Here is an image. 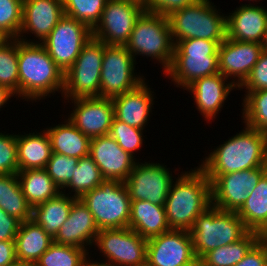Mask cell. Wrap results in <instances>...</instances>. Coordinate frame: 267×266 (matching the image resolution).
<instances>
[{
	"instance_id": "cell-1",
	"label": "cell",
	"mask_w": 267,
	"mask_h": 266,
	"mask_svg": "<svg viewBox=\"0 0 267 266\" xmlns=\"http://www.w3.org/2000/svg\"><path fill=\"white\" fill-rule=\"evenodd\" d=\"M211 182L216 176L267 166V135L245 125V129L214 148L198 165Z\"/></svg>"
},
{
	"instance_id": "cell-2",
	"label": "cell",
	"mask_w": 267,
	"mask_h": 266,
	"mask_svg": "<svg viewBox=\"0 0 267 266\" xmlns=\"http://www.w3.org/2000/svg\"><path fill=\"white\" fill-rule=\"evenodd\" d=\"M18 67L19 98L37 102L57 91L63 94L64 73L35 39L31 42L18 39Z\"/></svg>"
},
{
	"instance_id": "cell-3",
	"label": "cell",
	"mask_w": 267,
	"mask_h": 266,
	"mask_svg": "<svg viewBox=\"0 0 267 266\" xmlns=\"http://www.w3.org/2000/svg\"><path fill=\"white\" fill-rule=\"evenodd\" d=\"M173 182L164 203L167 222L170 229L189 231L195 219L211 206V183L198 166Z\"/></svg>"
},
{
	"instance_id": "cell-4",
	"label": "cell",
	"mask_w": 267,
	"mask_h": 266,
	"mask_svg": "<svg viewBox=\"0 0 267 266\" xmlns=\"http://www.w3.org/2000/svg\"><path fill=\"white\" fill-rule=\"evenodd\" d=\"M218 47L216 41L205 39L178 41L171 66L164 75L170 76L176 87L185 89L198 78L219 73Z\"/></svg>"
},
{
	"instance_id": "cell-5",
	"label": "cell",
	"mask_w": 267,
	"mask_h": 266,
	"mask_svg": "<svg viewBox=\"0 0 267 266\" xmlns=\"http://www.w3.org/2000/svg\"><path fill=\"white\" fill-rule=\"evenodd\" d=\"M219 11L211 0H197L172 12L168 19L174 44L197 38L216 41L220 45L227 37V26L226 16Z\"/></svg>"
},
{
	"instance_id": "cell-6",
	"label": "cell",
	"mask_w": 267,
	"mask_h": 266,
	"mask_svg": "<svg viewBox=\"0 0 267 266\" xmlns=\"http://www.w3.org/2000/svg\"><path fill=\"white\" fill-rule=\"evenodd\" d=\"M189 232L199 260L212 249L237 242L249 230L236 212L211 205L195 219Z\"/></svg>"
},
{
	"instance_id": "cell-7",
	"label": "cell",
	"mask_w": 267,
	"mask_h": 266,
	"mask_svg": "<svg viewBox=\"0 0 267 266\" xmlns=\"http://www.w3.org/2000/svg\"><path fill=\"white\" fill-rule=\"evenodd\" d=\"M125 47L134 58L142 55L159 61L164 74L171 66L175 49L168 16L144 11Z\"/></svg>"
},
{
	"instance_id": "cell-8",
	"label": "cell",
	"mask_w": 267,
	"mask_h": 266,
	"mask_svg": "<svg viewBox=\"0 0 267 266\" xmlns=\"http://www.w3.org/2000/svg\"><path fill=\"white\" fill-rule=\"evenodd\" d=\"M99 230L129 227L131 199L124 182L104 179L80 197Z\"/></svg>"
},
{
	"instance_id": "cell-9",
	"label": "cell",
	"mask_w": 267,
	"mask_h": 266,
	"mask_svg": "<svg viewBox=\"0 0 267 266\" xmlns=\"http://www.w3.org/2000/svg\"><path fill=\"white\" fill-rule=\"evenodd\" d=\"M105 45L92 37L83 46L74 64L64 74L62 98L72 100L100 97V74Z\"/></svg>"
},
{
	"instance_id": "cell-10",
	"label": "cell",
	"mask_w": 267,
	"mask_h": 266,
	"mask_svg": "<svg viewBox=\"0 0 267 266\" xmlns=\"http://www.w3.org/2000/svg\"><path fill=\"white\" fill-rule=\"evenodd\" d=\"M136 58L125 46L105 45L100 74V97L114 98L145 81L134 73Z\"/></svg>"
},
{
	"instance_id": "cell-11",
	"label": "cell",
	"mask_w": 267,
	"mask_h": 266,
	"mask_svg": "<svg viewBox=\"0 0 267 266\" xmlns=\"http://www.w3.org/2000/svg\"><path fill=\"white\" fill-rule=\"evenodd\" d=\"M94 245L107 258L101 264L146 266L147 239L129 227L99 230Z\"/></svg>"
},
{
	"instance_id": "cell-12",
	"label": "cell",
	"mask_w": 267,
	"mask_h": 266,
	"mask_svg": "<svg viewBox=\"0 0 267 266\" xmlns=\"http://www.w3.org/2000/svg\"><path fill=\"white\" fill-rule=\"evenodd\" d=\"M144 11V6L133 0H108L92 37L107 45L125 46Z\"/></svg>"
},
{
	"instance_id": "cell-13",
	"label": "cell",
	"mask_w": 267,
	"mask_h": 266,
	"mask_svg": "<svg viewBox=\"0 0 267 266\" xmlns=\"http://www.w3.org/2000/svg\"><path fill=\"white\" fill-rule=\"evenodd\" d=\"M91 38L92 30L86 24L64 15L41 44L65 74Z\"/></svg>"
},
{
	"instance_id": "cell-14",
	"label": "cell",
	"mask_w": 267,
	"mask_h": 266,
	"mask_svg": "<svg viewBox=\"0 0 267 266\" xmlns=\"http://www.w3.org/2000/svg\"><path fill=\"white\" fill-rule=\"evenodd\" d=\"M146 266H198L190 232L171 229L147 239Z\"/></svg>"
},
{
	"instance_id": "cell-15",
	"label": "cell",
	"mask_w": 267,
	"mask_h": 266,
	"mask_svg": "<svg viewBox=\"0 0 267 266\" xmlns=\"http://www.w3.org/2000/svg\"><path fill=\"white\" fill-rule=\"evenodd\" d=\"M266 172L267 166H261L216 176L210 182L211 205L220 210L237 212Z\"/></svg>"
},
{
	"instance_id": "cell-16",
	"label": "cell",
	"mask_w": 267,
	"mask_h": 266,
	"mask_svg": "<svg viewBox=\"0 0 267 266\" xmlns=\"http://www.w3.org/2000/svg\"><path fill=\"white\" fill-rule=\"evenodd\" d=\"M137 161L128 178L124 181L131 201L144 200L164 206L173 182L167 166L154 162Z\"/></svg>"
},
{
	"instance_id": "cell-17",
	"label": "cell",
	"mask_w": 267,
	"mask_h": 266,
	"mask_svg": "<svg viewBox=\"0 0 267 266\" xmlns=\"http://www.w3.org/2000/svg\"><path fill=\"white\" fill-rule=\"evenodd\" d=\"M261 52L260 43L240 42L226 37L218 47L219 73L228 80L232 78V83L239 88L250 75Z\"/></svg>"
},
{
	"instance_id": "cell-18",
	"label": "cell",
	"mask_w": 267,
	"mask_h": 266,
	"mask_svg": "<svg viewBox=\"0 0 267 266\" xmlns=\"http://www.w3.org/2000/svg\"><path fill=\"white\" fill-rule=\"evenodd\" d=\"M74 109L68 116L70 122L90 139L108 135L114 116L110 98L84 97L70 100Z\"/></svg>"
},
{
	"instance_id": "cell-19",
	"label": "cell",
	"mask_w": 267,
	"mask_h": 266,
	"mask_svg": "<svg viewBox=\"0 0 267 266\" xmlns=\"http://www.w3.org/2000/svg\"><path fill=\"white\" fill-rule=\"evenodd\" d=\"M89 155L105 179L120 182L128 178L136 164V158L124 151L109 134L90 139Z\"/></svg>"
},
{
	"instance_id": "cell-20",
	"label": "cell",
	"mask_w": 267,
	"mask_h": 266,
	"mask_svg": "<svg viewBox=\"0 0 267 266\" xmlns=\"http://www.w3.org/2000/svg\"><path fill=\"white\" fill-rule=\"evenodd\" d=\"M64 15L63 0H23L22 26L17 39L30 42L23 36L31 32L42 43Z\"/></svg>"
},
{
	"instance_id": "cell-21",
	"label": "cell",
	"mask_w": 267,
	"mask_h": 266,
	"mask_svg": "<svg viewBox=\"0 0 267 266\" xmlns=\"http://www.w3.org/2000/svg\"><path fill=\"white\" fill-rule=\"evenodd\" d=\"M225 78L221 73L198 78L184 90L193 94L196 109L204 116L205 120H213L223 108L229 93L237 86Z\"/></svg>"
},
{
	"instance_id": "cell-22",
	"label": "cell",
	"mask_w": 267,
	"mask_h": 266,
	"mask_svg": "<svg viewBox=\"0 0 267 266\" xmlns=\"http://www.w3.org/2000/svg\"><path fill=\"white\" fill-rule=\"evenodd\" d=\"M98 233L92 213L80 198H76L69 217L53 238V242L86 249L85 246L94 244Z\"/></svg>"
},
{
	"instance_id": "cell-23",
	"label": "cell",
	"mask_w": 267,
	"mask_h": 266,
	"mask_svg": "<svg viewBox=\"0 0 267 266\" xmlns=\"http://www.w3.org/2000/svg\"><path fill=\"white\" fill-rule=\"evenodd\" d=\"M226 16L227 38L240 42L261 43L267 28V9L255 4H242Z\"/></svg>"
},
{
	"instance_id": "cell-24",
	"label": "cell",
	"mask_w": 267,
	"mask_h": 266,
	"mask_svg": "<svg viewBox=\"0 0 267 266\" xmlns=\"http://www.w3.org/2000/svg\"><path fill=\"white\" fill-rule=\"evenodd\" d=\"M146 84L148 83L144 81L137 88L112 98L117 120L138 129H145L155 99L152 94L154 92Z\"/></svg>"
},
{
	"instance_id": "cell-25",
	"label": "cell",
	"mask_w": 267,
	"mask_h": 266,
	"mask_svg": "<svg viewBox=\"0 0 267 266\" xmlns=\"http://www.w3.org/2000/svg\"><path fill=\"white\" fill-rule=\"evenodd\" d=\"M129 228L146 239L171 230L164 206L148 200L131 201Z\"/></svg>"
},
{
	"instance_id": "cell-26",
	"label": "cell",
	"mask_w": 267,
	"mask_h": 266,
	"mask_svg": "<svg viewBox=\"0 0 267 266\" xmlns=\"http://www.w3.org/2000/svg\"><path fill=\"white\" fill-rule=\"evenodd\" d=\"M14 242L17 261L34 265L53 243V238L30 219L21 222Z\"/></svg>"
},
{
	"instance_id": "cell-27",
	"label": "cell",
	"mask_w": 267,
	"mask_h": 266,
	"mask_svg": "<svg viewBox=\"0 0 267 266\" xmlns=\"http://www.w3.org/2000/svg\"><path fill=\"white\" fill-rule=\"evenodd\" d=\"M18 171L45 168L52 155L49 136L44 129L36 134H18L16 138Z\"/></svg>"
},
{
	"instance_id": "cell-28",
	"label": "cell",
	"mask_w": 267,
	"mask_h": 266,
	"mask_svg": "<svg viewBox=\"0 0 267 266\" xmlns=\"http://www.w3.org/2000/svg\"><path fill=\"white\" fill-rule=\"evenodd\" d=\"M63 123L46 128L52 152L78 159L89 155L90 138L75 127L69 119L64 120Z\"/></svg>"
},
{
	"instance_id": "cell-29",
	"label": "cell",
	"mask_w": 267,
	"mask_h": 266,
	"mask_svg": "<svg viewBox=\"0 0 267 266\" xmlns=\"http://www.w3.org/2000/svg\"><path fill=\"white\" fill-rule=\"evenodd\" d=\"M75 199L76 197L73 195L71 197V195L65 194L64 190L58 196L33 207L31 220L54 238L69 217Z\"/></svg>"
},
{
	"instance_id": "cell-30",
	"label": "cell",
	"mask_w": 267,
	"mask_h": 266,
	"mask_svg": "<svg viewBox=\"0 0 267 266\" xmlns=\"http://www.w3.org/2000/svg\"><path fill=\"white\" fill-rule=\"evenodd\" d=\"M17 176L22 192L32 208L62 192L45 168L18 171Z\"/></svg>"
},
{
	"instance_id": "cell-31",
	"label": "cell",
	"mask_w": 267,
	"mask_h": 266,
	"mask_svg": "<svg viewBox=\"0 0 267 266\" xmlns=\"http://www.w3.org/2000/svg\"><path fill=\"white\" fill-rule=\"evenodd\" d=\"M0 208L21 222L32 218V207L22 192L17 174H0Z\"/></svg>"
},
{
	"instance_id": "cell-32",
	"label": "cell",
	"mask_w": 267,
	"mask_h": 266,
	"mask_svg": "<svg viewBox=\"0 0 267 266\" xmlns=\"http://www.w3.org/2000/svg\"><path fill=\"white\" fill-rule=\"evenodd\" d=\"M236 213L249 231L258 232L267 224V172Z\"/></svg>"
},
{
	"instance_id": "cell-33",
	"label": "cell",
	"mask_w": 267,
	"mask_h": 266,
	"mask_svg": "<svg viewBox=\"0 0 267 266\" xmlns=\"http://www.w3.org/2000/svg\"><path fill=\"white\" fill-rule=\"evenodd\" d=\"M257 242V232L249 231L235 243L212 249L199 260L198 266H234Z\"/></svg>"
},
{
	"instance_id": "cell-34",
	"label": "cell",
	"mask_w": 267,
	"mask_h": 266,
	"mask_svg": "<svg viewBox=\"0 0 267 266\" xmlns=\"http://www.w3.org/2000/svg\"><path fill=\"white\" fill-rule=\"evenodd\" d=\"M74 170V175L65 189L70 188L76 198L98 187L105 179L90 155L80 158Z\"/></svg>"
},
{
	"instance_id": "cell-35",
	"label": "cell",
	"mask_w": 267,
	"mask_h": 266,
	"mask_svg": "<svg viewBox=\"0 0 267 266\" xmlns=\"http://www.w3.org/2000/svg\"><path fill=\"white\" fill-rule=\"evenodd\" d=\"M87 251L89 250L53 242L34 266H83L89 260Z\"/></svg>"
},
{
	"instance_id": "cell-36",
	"label": "cell",
	"mask_w": 267,
	"mask_h": 266,
	"mask_svg": "<svg viewBox=\"0 0 267 266\" xmlns=\"http://www.w3.org/2000/svg\"><path fill=\"white\" fill-rule=\"evenodd\" d=\"M243 98V123L267 135V89L245 92Z\"/></svg>"
},
{
	"instance_id": "cell-37",
	"label": "cell",
	"mask_w": 267,
	"mask_h": 266,
	"mask_svg": "<svg viewBox=\"0 0 267 266\" xmlns=\"http://www.w3.org/2000/svg\"><path fill=\"white\" fill-rule=\"evenodd\" d=\"M18 39L12 38L0 48V85L19 98Z\"/></svg>"
},
{
	"instance_id": "cell-38",
	"label": "cell",
	"mask_w": 267,
	"mask_h": 266,
	"mask_svg": "<svg viewBox=\"0 0 267 266\" xmlns=\"http://www.w3.org/2000/svg\"><path fill=\"white\" fill-rule=\"evenodd\" d=\"M108 0H63L66 16L86 24L91 30L100 21Z\"/></svg>"
},
{
	"instance_id": "cell-39",
	"label": "cell",
	"mask_w": 267,
	"mask_h": 266,
	"mask_svg": "<svg viewBox=\"0 0 267 266\" xmlns=\"http://www.w3.org/2000/svg\"><path fill=\"white\" fill-rule=\"evenodd\" d=\"M109 135L115 139L118 145L131 156L135 157L136 150L142 147L143 129H138L113 118Z\"/></svg>"
},
{
	"instance_id": "cell-40",
	"label": "cell",
	"mask_w": 267,
	"mask_h": 266,
	"mask_svg": "<svg viewBox=\"0 0 267 266\" xmlns=\"http://www.w3.org/2000/svg\"><path fill=\"white\" fill-rule=\"evenodd\" d=\"M78 160L79 159L76 157L52 153L45 169L53 182L60 188L61 191L64 190V188L71 181Z\"/></svg>"
},
{
	"instance_id": "cell-41",
	"label": "cell",
	"mask_w": 267,
	"mask_h": 266,
	"mask_svg": "<svg viewBox=\"0 0 267 266\" xmlns=\"http://www.w3.org/2000/svg\"><path fill=\"white\" fill-rule=\"evenodd\" d=\"M23 0H0V28L18 38L22 26Z\"/></svg>"
},
{
	"instance_id": "cell-42",
	"label": "cell",
	"mask_w": 267,
	"mask_h": 266,
	"mask_svg": "<svg viewBox=\"0 0 267 266\" xmlns=\"http://www.w3.org/2000/svg\"><path fill=\"white\" fill-rule=\"evenodd\" d=\"M0 133V174L18 173L17 134Z\"/></svg>"
},
{
	"instance_id": "cell-43",
	"label": "cell",
	"mask_w": 267,
	"mask_h": 266,
	"mask_svg": "<svg viewBox=\"0 0 267 266\" xmlns=\"http://www.w3.org/2000/svg\"><path fill=\"white\" fill-rule=\"evenodd\" d=\"M243 88L246 89L245 92L267 89V52H261L250 75L238 89Z\"/></svg>"
},
{
	"instance_id": "cell-44",
	"label": "cell",
	"mask_w": 267,
	"mask_h": 266,
	"mask_svg": "<svg viewBox=\"0 0 267 266\" xmlns=\"http://www.w3.org/2000/svg\"><path fill=\"white\" fill-rule=\"evenodd\" d=\"M197 0H148L144 6L146 12L169 16L172 12L192 5Z\"/></svg>"
},
{
	"instance_id": "cell-45",
	"label": "cell",
	"mask_w": 267,
	"mask_h": 266,
	"mask_svg": "<svg viewBox=\"0 0 267 266\" xmlns=\"http://www.w3.org/2000/svg\"><path fill=\"white\" fill-rule=\"evenodd\" d=\"M21 221L13 216L8 215L0 208V242L14 241L19 230Z\"/></svg>"
},
{
	"instance_id": "cell-46",
	"label": "cell",
	"mask_w": 267,
	"mask_h": 266,
	"mask_svg": "<svg viewBox=\"0 0 267 266\" xmlns=\"http://www.w3.org/2000/svg\"><path fill=\"white\" fill-rule=\"evenodd\" d=\"M234 266H267V256L264 248L256 242L243 259Z\"/></svg>"
},
{
	"instance_id": "cell-47",
	"label": "cell",
	"mask_w": 267,
	"mask_h": 266,
	"mask_svg": "<svg viewBox=\"0 0 267 266\" xmlns=\"http://www.w3.org/2000/svg\"><path fill=\"white\" fill-rule=\"evenodd\" d=\"M15 242L14 241H1L0 242V266H10L15 263Z\"/></svg>"
},
{
	"instance_id": "cell-48",
	"label": "cell",
	"mask_w": 267,
	"mask_h": 266,
	"mask_svg": "<svg viewBox=\"0 0 267 266\" xmlns=\"http://www.w3.org/2000/svg\"><path fill=\"white\" fill-rule=\"evenodd\" d=\"M257 242L264 248L267 256V224L257 232Z\"/></svg>"
},
{
	"instance_id": "cell-49",
	"label": "cell",
	"mask_w": 267,
	"mask_h": 266,
	"mask_svg": "<svg viewBox=\"0 0 267 266\" xmlns=\"http://www.w3.org/2000/svg\"><path fill=\"white\" fill-rule=\"evenodd\" d=\"M14 95L15 94L11 92L9 89L0 85V110H1V107L7 104V101H9V99L13 97Z\"/></svg>"
},
{
	"instance_id": "cell-50",
	"label": "cell",
	"mask_w": 267,
	"mask_h": 266,
	"mask_svg": "<svg viewBox=\"0 0 267 266\" xmlns=\"http://www.w3.org/2000/svg\"><path fill=\"white\" fill-rule=\"evenodd\" d=\"M12 38L0 28V48L9 42Z\"/></svg>"
},
{
	"instance_id": "cell-51",
	"label": "cell",
	"mask_w": 267,
	"mask_h": 266,
	"mask_svg": "<svg viewBox=\"0 0 267 266\" xmlns=\"http://www.w3.org/2000/svg\"><path fill=\"white\" fill-rule=\"evenodd\" d=\"M260 44H261L262 51L267 52V28L263 34V38Z\"/></svg>"
},
{
	"instance_id": "cell-52",
	"label": "cell",
	"mask_w": 267,
	"mask_h": 266,
	"mask_svg": "<svg viewBox=\"0 0 267 266\" xmlns=\"http://www.w3.org/2000/svg\"><path fill=\"white\" fill-rule=\"evenodd\" d=\"M90 260L91 259L89 258V260L83 266H107L105 264H101L100 262Z\"/></svg>"
},
{
	"instance_id": "cell-53",
	"label": "cell",
	"mask_w": 267,
	"mask_h": 266,
	"mask_svg": "<svg viewBox=\"0 0 267 266\" xmlns=\"http://www.w3.org/2000/svg\"><path fill=\"white\" fill-rule=\"evenodd\" d=\"M10 266H34V265L30 264V263L16 261L15 263L11 264Z\"/></svg>"
},
{
	"instance_id": "cell-54",
	"label": "cell",
	"mask_w": 267,
	"mask_h": 266,
	"mask_svg": "<svg viewBox=\"0 0 267 266\" xmlns=\"http://www.w3.org/2000/svg\"><path fill=\"white\" fill-rule=\"evenodd\" d=\"M133 1L138 2L143 6H145L147 4V2H148V0H133Z\"/></svg>"
}]
</instances>
